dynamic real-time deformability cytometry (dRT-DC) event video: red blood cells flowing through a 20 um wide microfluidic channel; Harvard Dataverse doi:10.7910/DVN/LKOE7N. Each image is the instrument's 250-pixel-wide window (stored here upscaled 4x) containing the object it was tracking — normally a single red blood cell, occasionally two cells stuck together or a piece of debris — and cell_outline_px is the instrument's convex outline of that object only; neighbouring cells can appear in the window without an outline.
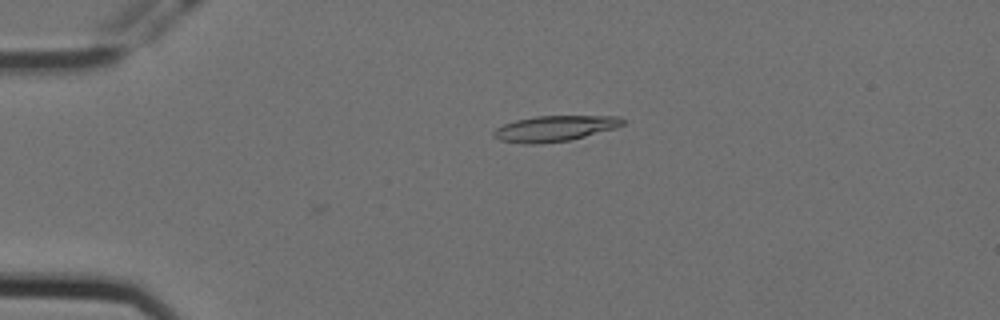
{"species": "Egyptian fruit bat (a non-hibernating species)", "species_latin": "Rousettus aegyptiacus", "temperature_condition": "cold", "stored_images_in_passage": 45, "camera_frame_rate_fps": 3000, "um_per_image_px": 0.085, "animal": {"sex": "female"}, "frame": {"image": 1, "passage_image": 1, "time_ms": 0.0, "image_size_px": [1000, 320], "cell_outline_px": [[624, 124], [616, 128], [568, 140], [536, 144], [524, 144], [500, 140], [492, 136], [492, 132], [496, 128], [504, 124], [516, 120], [536, 116], [620, 116], [624, 120]], "centroid_in_image_um": [47.13, 10.92], "position_along_channel_um": 37.9, "area_um2": 19.19}}
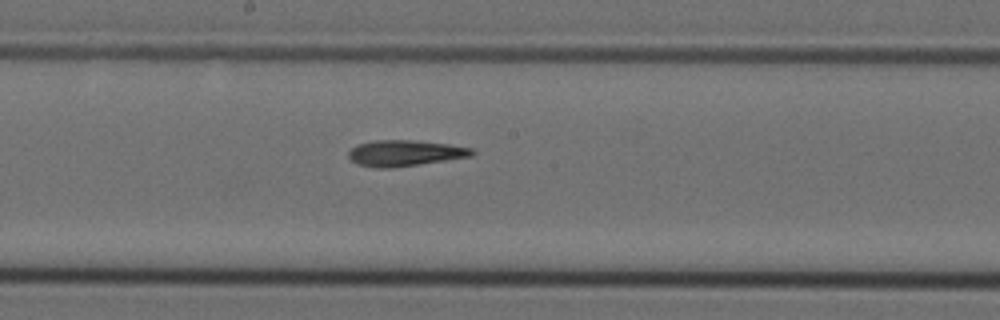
{"frame": {"image": 2, "passage_image": 19, "time_ms": 6.0, "image_size_px": [1000, 320], "cell_outline_px": [[476, 152], [472, 156], [392, 168], [376, 168], [360, 164], [352, 160], [348, 156], [348, 152], [352, 148], [360, 144], [372, 140], [412, 140], [448, 144], [472, 148]], "centroid_in_image_um": [34.43, 13.01], "position_along_channel_um": 213.8, "area_um2": 18.5}}
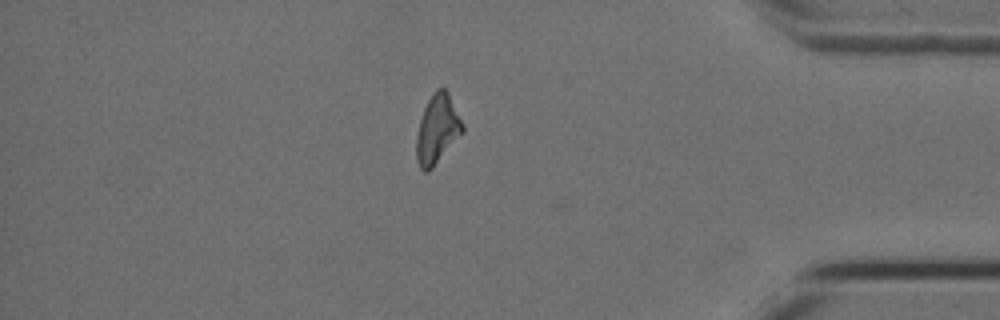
{"frame": {"image": 3, "passage_image": 37, "time_ms": 12.0, "image_size_px": [1000, 320], "cell_outline_px": [[464, 132], [432, 168], [428, 172], [424, 172], [420, 168], [416, 160], [416, 136], [420, 120], [424, 108], [428, 100], [436, 88], [444, 88], [448, 92], [464, 124]], "centroid_in_image_um": [37.17, 11.0], "position_along_channel_um": 398.0, "area_um2": 18.61}, "authors_computed_cell_mechanics": {"area_um2": 18.4382, "velocity_mm_per_s": 3.5677, "shape_relaxation_time_tau1_ms": null, "shape_relaxation_time_tau2_ms": 6.7294, "deformation_change_tau1": null, "deformation_change_tau2": 0.1827}}